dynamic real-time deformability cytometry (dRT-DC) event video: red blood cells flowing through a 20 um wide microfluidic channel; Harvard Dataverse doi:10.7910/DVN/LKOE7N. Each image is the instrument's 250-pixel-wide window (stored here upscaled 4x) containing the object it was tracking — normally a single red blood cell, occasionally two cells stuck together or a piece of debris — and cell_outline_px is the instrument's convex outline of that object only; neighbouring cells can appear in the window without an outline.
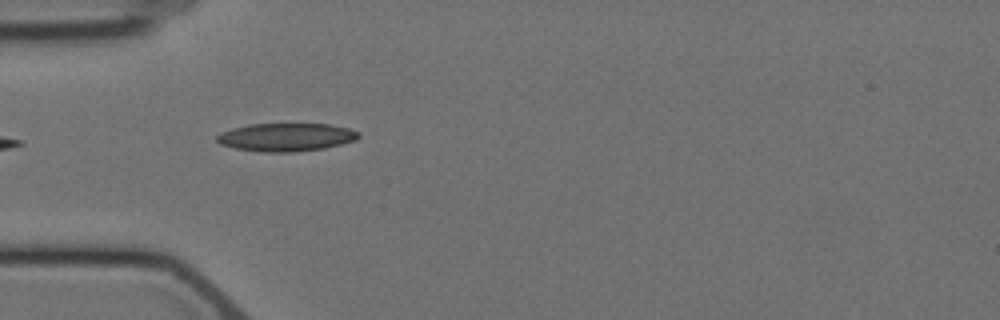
{"species": "Egyptian fruit bat (a non-hibernating species)", "species_latin": "Rousettus aegyptiacus", "temperature_condition": "cold", "stored_images_in_passage": 11, "camera_frame_rate_fps": 3000, "um_per_image_px": 0.085, "animal": {"sex": "female"}, "frame": {"image": 1, "passage_image": 5, "time_ms": 5.333, "image_size_px": [1000, 320], "cell_outline_px": [[360, 136], [356, 140], [324, 148], [292, 152], [260, 152], [236, 148], [220, 144], [216, 140], [216, 136], [220, 132], [232, 128], [248, 124], [328, 124], [348, 128], [360, 132]], "centroid_in_image_um": [24.3, 11.65], "position_along_channel_um": 60.7, "area_um2": 23.24}}
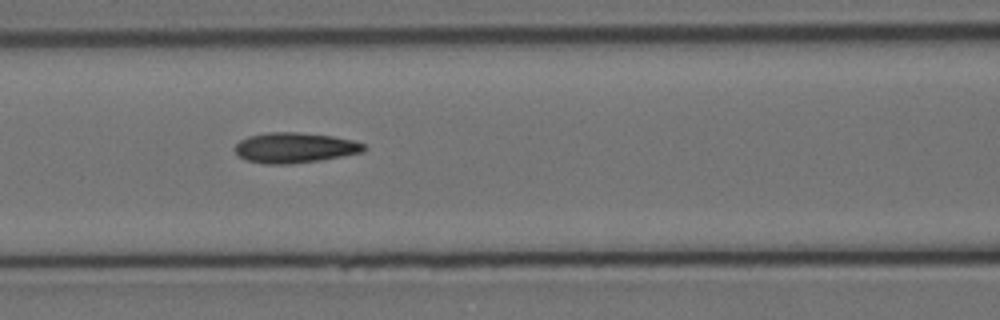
{"frame": {"image": 2, "passage_image": 7, "time_ms": 7.667, "image_size_px": [1000, 320], "cell_outline_px": [[368, 148], [364, 152], [320, 160], [292, 164], [264, 164], [248, 160], [240, 156], [236, 152], [236, 144], [240, 140], [248, 136], [272, 132], [296, 132], [332, 136], [352, 140], [364, 144]], "centroid_in_image_um": [25.09, 12.56], "position_along_channel_um": 141.5, "area_um2": 22.66}}
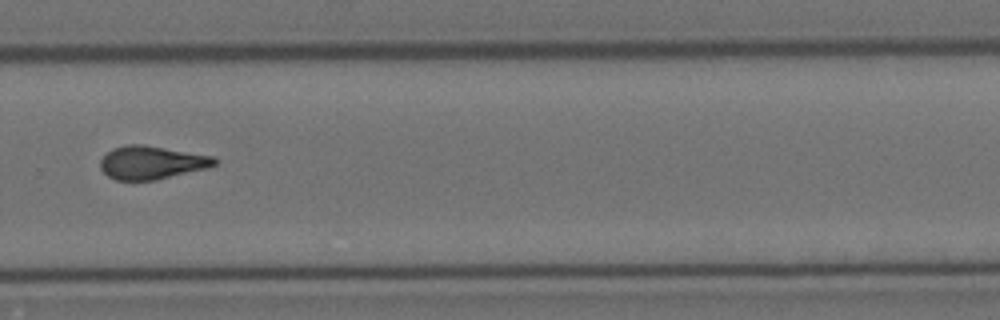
{"frame": {"image": 3, "passage_image": 11, "time_ms": 12.667, "image_size_px": [1000, 320], "cell_outline_px": [[216, 164], [204, 168], [156, 180], [116, 180], [108, 176], [100, 168], [100, 160], [112, 148], [128, 144], [144, 144], [212, 156], [216, 160]], "centroid_in_image_um": [12.83, 13.81], "position_along_channel_um": 317.0, "area_um2": 21.85}}